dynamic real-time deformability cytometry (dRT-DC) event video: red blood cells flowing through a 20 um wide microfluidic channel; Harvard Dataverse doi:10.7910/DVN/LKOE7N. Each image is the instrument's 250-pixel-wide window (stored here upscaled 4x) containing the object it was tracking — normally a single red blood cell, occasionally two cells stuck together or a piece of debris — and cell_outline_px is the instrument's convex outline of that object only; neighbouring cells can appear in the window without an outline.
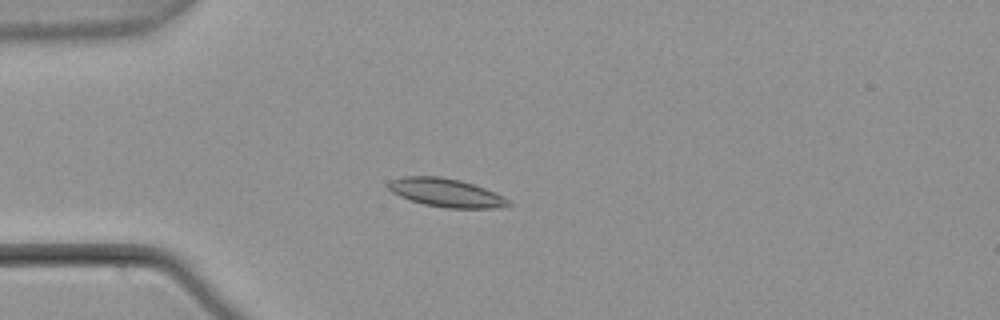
{"species": "common noctule bat (a hibernating species)", "species_latin": "Nyctalus noctula", "temperature_condition": "warm", "stored_images_in_passage": 55, "camera_frame_rate_fps": 3000, "um_per_image_px": 0.085, "animal": {"sex": "male", "body_mass_g": 21.5, "forearm_length_mm": 52.0}, "frame": {"image": 1, "passage_image": 15, "time_ms": 4.667, "image_size_px": [1000, 320], "cell_outline_px": [[512, 204], [496, 208], [444, 208], [424, 204], [400, 196], [392, 192], [388, 188], [388, 184], [392, 180], [404, 176], [440, 176], [460, 180], [484, 188], [508, 200]], "centroid_in_image_um": [37.88, 16.38], "position_along_channel_um": 47.1, "area_um2": 19.54}}
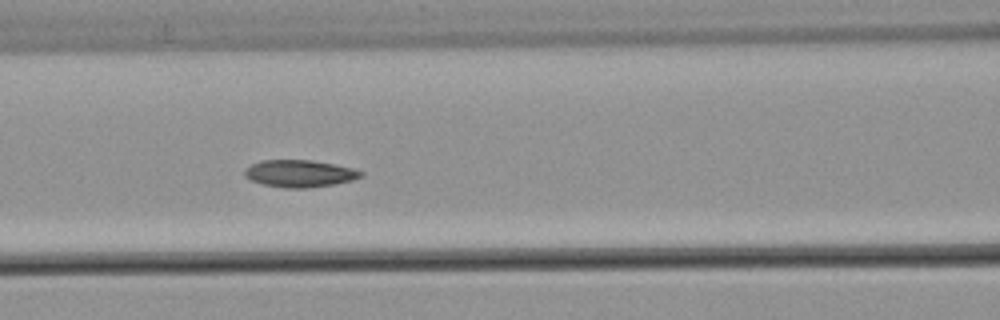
{"frame": {"image": 2, "passage_image": 24, "time_ms": 7.667, "image_size_px": [1000, 320], "cell_outline_px": [[364, 176], [352, 180], [332, 184], [308, 188], [284, 188], [264, 184], [252, 180], [244, 176], [244, 168], [260, 160], [312, 160], [352, 168], [364, 172]], "centroid_in_image_um": [25.45, 14.74], "position_along_channel_um": 141.1, "area_um2": 18.32}}
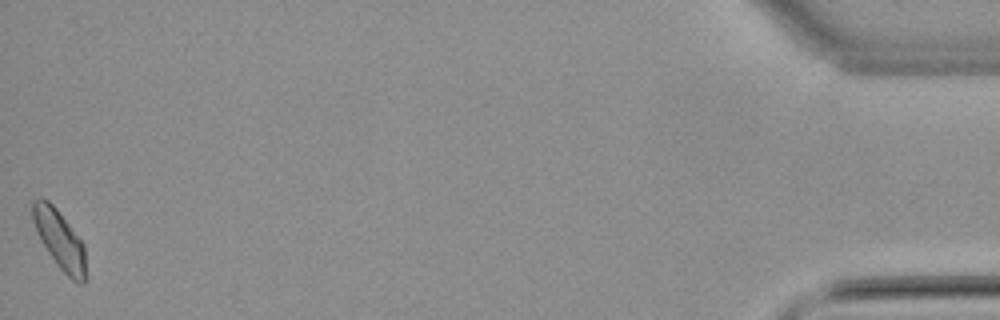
{"frame": {"image": 3, "passage_image": 55, "time_ms": 18.0, "image_size_px": [1000, 320], "cell_outline_px": [[88, 280], [84, 284], [80, 284], [72, 280], [56, 264], [40, 240], [36, 232], [32, 220], [32, 200], [40, 196], [48, 200], [56, 208], [84, 244]], "centroid_in_image_um": [5.08, 20.4], "position_along_channel_um": 430.1, "area_um2": 18.61}, "authors_computed_cell_mechanics": {"area_um2": 18.2648, "velocity_mm_per_s": 3.7421, "shape_relaxation_time_tau1_ms": 8.7981, "shape_relaxation_time_tau2_ms": 7.5471, "deformation_change_tau1": 0.1525, "deformation_change_tau2": 0.0982}}